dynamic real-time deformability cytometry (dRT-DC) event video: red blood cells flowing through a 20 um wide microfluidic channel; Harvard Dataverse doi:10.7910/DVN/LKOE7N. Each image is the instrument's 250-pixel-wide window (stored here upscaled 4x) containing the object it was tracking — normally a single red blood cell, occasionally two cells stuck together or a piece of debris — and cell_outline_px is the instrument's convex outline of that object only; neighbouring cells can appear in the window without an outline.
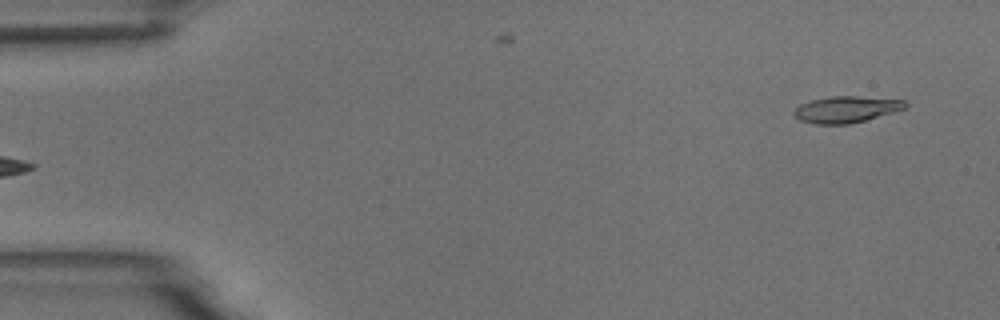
{"species": "common noctule bat (a hibernating species)", "species_latin": "Nyctalus noctula", "temperature_condition": "room temperature", "stored_images_in_passage": 4, "camera_frame_rate_fps": 3000, "um_per_image_px": 0.085, "animal": {"sex": "male", "body_mass_g": 18.8}, "frame": {"image": 1, "passage_image": 4, "time_ms": 4.333, "image_size_px": [1000, 320], "cell_outline_px": [[908, 104], [904, 108], [892, 112], [864, 120], [848, 124], [816, 124], [800, 120], [792, 112], [800, 104], [812, 100], [832, 96], [856, 96], [904, 100]], "centroid_in_image_um": [71.9, 9.29], "position_along_channel_um": 13.1, "area_um2": 16.82}}